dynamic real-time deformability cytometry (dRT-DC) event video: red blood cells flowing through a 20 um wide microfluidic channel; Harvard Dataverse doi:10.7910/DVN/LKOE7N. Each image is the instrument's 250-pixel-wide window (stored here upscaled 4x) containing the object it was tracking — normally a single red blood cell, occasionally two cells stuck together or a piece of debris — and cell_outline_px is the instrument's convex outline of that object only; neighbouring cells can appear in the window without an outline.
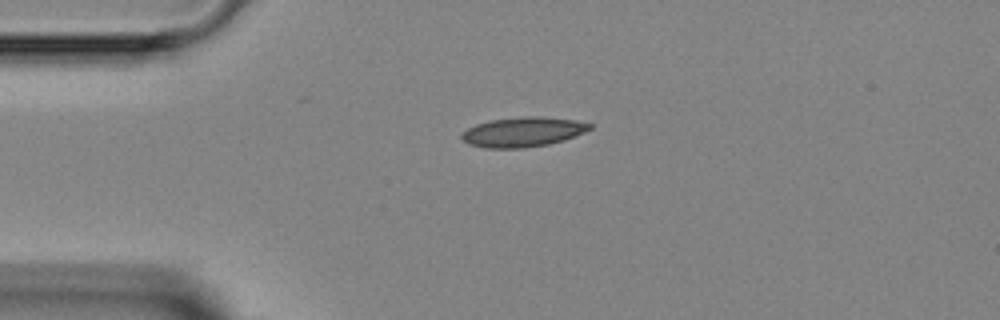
{"species": "Egyptian fruit bat (a non-hibernating species)", "species_latin": "Rousettus aegyptiacus", "temperature_condition": "room temperature", "stored_images_in_passage": 3, "camera_frame_rate_fps": 3000, "um_per_image_px": 0.085, "animal": {"sex": "female"}, "frame": {"image": 1, "passage_image": 1, "time_ms": 0.0, "image_size_px": [1000, 320], "cell_outline_px": [[592, 128], [584, 132], [564, 140], [548, 144], [524, 148], [484, 148], [468, 144], [460, 136], [460, 132], [476, 124], [492, 120], [528, 116], [540, 116], [576, 120], [592, 124]], "centroid_in_image_um": [44.43, 11.22], "position_along_channel_um": 40.6, "area_um2": 22.2}}
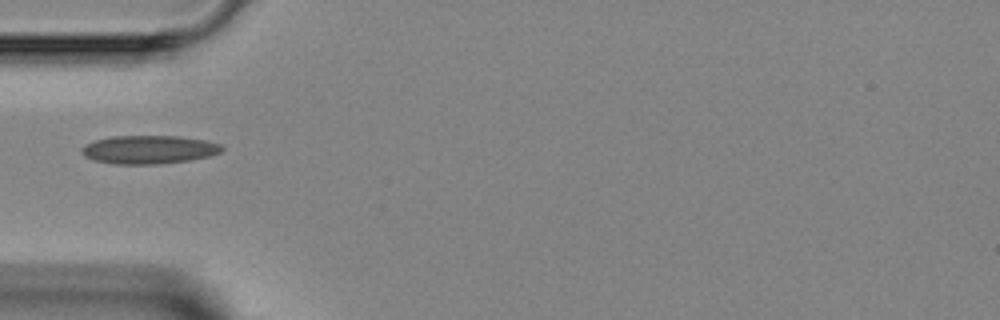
{"frame": {"image": 2, "passage_image": 2, "time_ms": 1.333, "image_size_px": [1000, 320], "cell_outline_px": [[224, 148], [220, 152], [208, 156], [192, 160], [156, 164], [112, 164], [96, 160], [84, 156], [80, 152], [80, 148], [84, 144], [96, 140], [112, 136], [180, 136], [208, 140], [224, 144]], "centroid_in_image_um": [12.68, 12.71], "position_along_channel_um": 72.3, "area_um2": 23.47}}
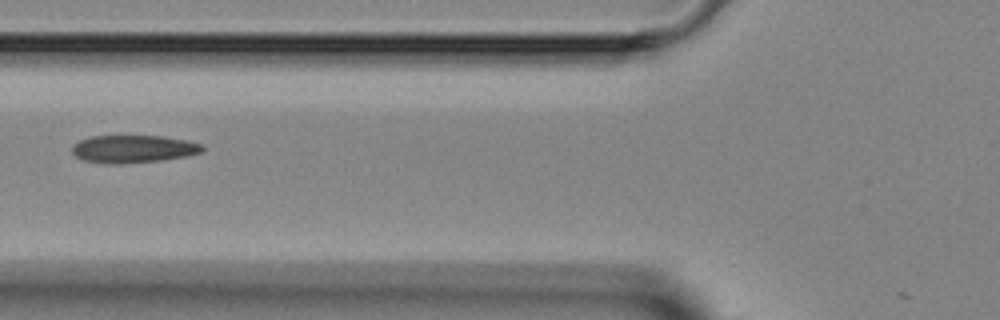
{"frame": {"image": 3, "passage_image": 3, "time_ms": 2.333, "image_size_px": [1000, 320], "cell_outline_px": [[204, 148], [200, 152], [188, 156], [160, 160], [120, 164], [108, 164], [84, 160], [76, 156], [72, 152], [72, 144], [80, 140], [92, 136], [164, 136], [188, 140], [204, 144]], "centroid_in_image_um": [11.35, 12.65], "position_along_channel_um": 114.5, "area_um2": 21.1}}